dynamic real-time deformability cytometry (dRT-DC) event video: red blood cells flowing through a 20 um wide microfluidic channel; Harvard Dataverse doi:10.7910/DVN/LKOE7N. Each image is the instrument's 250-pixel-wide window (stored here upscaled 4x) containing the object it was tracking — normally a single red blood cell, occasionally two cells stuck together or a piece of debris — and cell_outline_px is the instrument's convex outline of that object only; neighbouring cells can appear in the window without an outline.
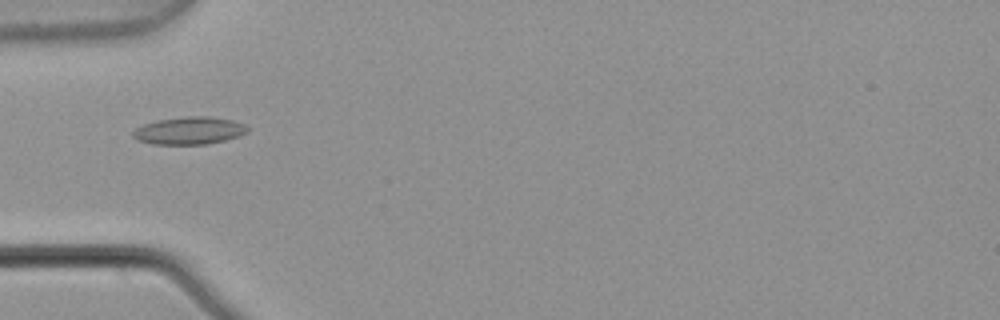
{"species": "common noctule bat (a hibernating species)", "species_latin": "Nyctalus noctula", "temperature_condition": "warm", "stored_images_in_passage": 4, "camera_frame_rate_fps": 3000, "um_per_image_px": 0.085, "animal": {"sex": "male", "body_mass_g": 21.5, "forearm_length_mm": 52.0}, "frame": {"image": 1, "passage_image": 2, "time_ms": 0.333, "image_size_px": [1000, 320], "cell_outline_px": [[248, 132], [224, 140], [208, 144], [152, 144], [136, 140], [132, 136], [132, 132], [136, 128], [144, 124], [160, 120], [184, 116], [208, 116], [232, 120], [244, 124], [248, 128]], "centroid_in_image_um": [16.06, 11.1], "position_along_channel_um": 68.9, "area_um2": 18.26}}
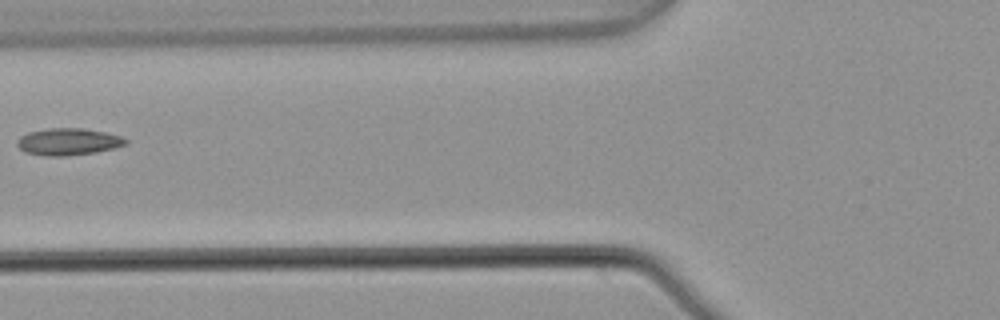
{"frame": {"image": 2, "passage_image": 3, "time_ms": 0.667, "image_size_px": [1000, 320], "cell_outline_px": [[128, 144], [96, 152], [64, 156], [48, 156], [24, 152], [16, 144], [16, 140], [20, 136], [28, 132], [48, 128], [84, 128], [104, 132], [120, 136], [128, 140]], "centroid_in_image_um": [5.77, 12.04], "position_along_channel_um": 120.0, "area_um2": 17.05}}
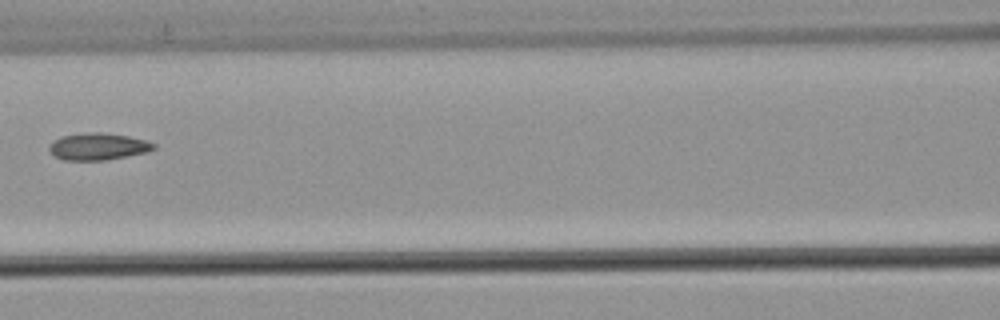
{"frame": {"image": 3, "passage_image": 4, "time_ms": 1.0, "image_size_px": [1000, 320], "cell_outline_px": [[156, 148], [148, 152], [128, 156], [104, 160], [64, 160], [56, 156], [48, 148], [48, 144], [52, 140], [60, 136], [88, 132], [100, 132], [128, 136], [148, 140], [156, 144]], "centroid_in_image_um": [8.35, 12.44], "position_along_channel_um": 158.3, "area_um2": 16.59}}